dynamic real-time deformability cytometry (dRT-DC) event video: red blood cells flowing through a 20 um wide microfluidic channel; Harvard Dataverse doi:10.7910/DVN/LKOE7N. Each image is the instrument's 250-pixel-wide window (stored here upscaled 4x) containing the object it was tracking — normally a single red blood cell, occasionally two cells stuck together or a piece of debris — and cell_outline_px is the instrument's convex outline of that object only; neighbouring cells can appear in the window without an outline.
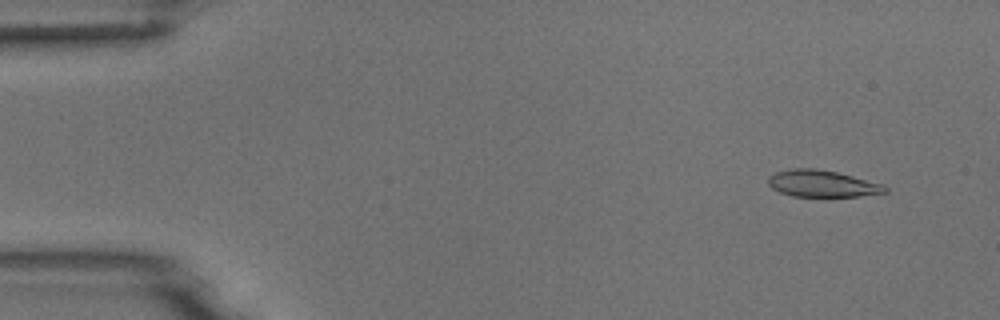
{"species": "common noctule bat (a hibernating species)", "species_latin": "Nyctalus noctula", "temperature_condition": "room temperature", "stored_images_in_passage": 6, "camera_frame_rate_fps": 3000, "um_per_image_px": 0.085, "animal": {"sex": "male", "body_mass_g": 18.8}, "frame": {"image": 1, "passage_image": 2, "time_ms": 1.0, "image_size_px": [1000, 320], "cell_outline_px": [[888, 192], [860, 196], [828, 200], [792, 196], [780, 192], [772, 188], [768, 184], [768, 176], [776, 172], [792, 168], [816, 168], [836, 172], [884, 184], [888, 188]], "centroid_in_image_um": [69.91, 15.66], "position_along_channel_um": 15.1, "area_um2": 19.19}}
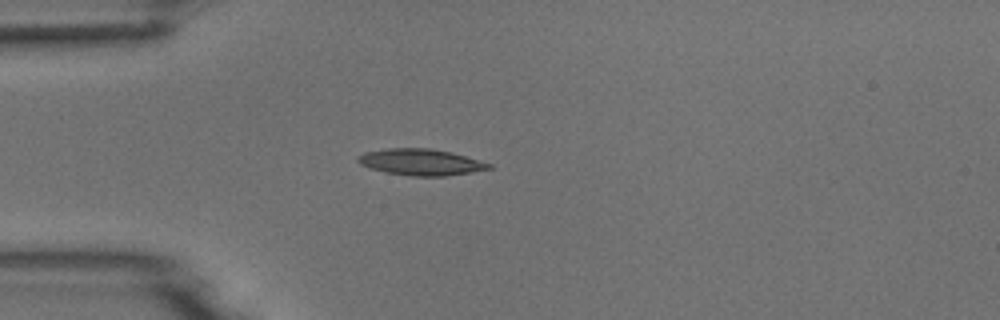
{"frame": {"image": 2, "passage_image": 5, "time_ms": 4.333, "image_size_px": [1000, 320], "cell_outline_px": [[492, 168], [472, 172], [444, 176], [412, 176], [384, 172], [360, 164], [356, 160], [356, 156], [364, 152], [388, 148], [428, 148], [452, 152], [492, 164]], "centroid_in_image_um": [35.75, 13.77], "position_along_channel_um": 49.3, "area_um2": 20.11}}